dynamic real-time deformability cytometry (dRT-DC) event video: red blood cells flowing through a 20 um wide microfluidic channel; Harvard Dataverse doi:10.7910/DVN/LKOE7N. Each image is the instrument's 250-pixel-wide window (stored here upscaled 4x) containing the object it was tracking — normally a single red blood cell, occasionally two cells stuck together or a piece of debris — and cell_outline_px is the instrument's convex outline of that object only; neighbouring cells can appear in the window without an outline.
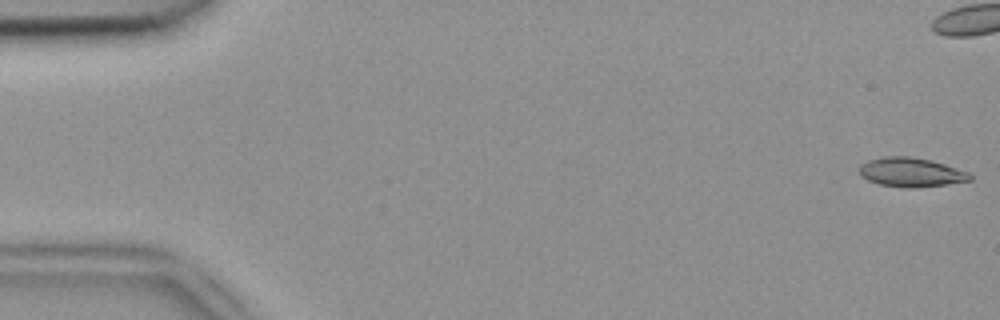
{"species": "common noctule bat (a hibernating species)", "species_latin": "Nyctalus noctula", "temperature_condition": "room temperature", "stored_images_in_passage": 6, "camera_frame_rate_fps": 3000, "um_per_image_px": 0.085, "animal": {"sex": "female", "body_mass_g": 18.4}, "frame": {"image": 1, "passage_image": 1, "time_ms": 0.0, "image_size_px": [1000, 320], "cell_outline_px": [[972, 180], [948, 184], [916, 188], [904, 188], [880, 184], [868, 180], [860, 176], [860, 164], [868, 160], [884, 156], [908, 156], [932, 160], [968, 172], [972, 176]], "centroid_in_image_um": [77.43, 14.64], "position_along_channel_um": 7.6, "area_um2": 18.9}}